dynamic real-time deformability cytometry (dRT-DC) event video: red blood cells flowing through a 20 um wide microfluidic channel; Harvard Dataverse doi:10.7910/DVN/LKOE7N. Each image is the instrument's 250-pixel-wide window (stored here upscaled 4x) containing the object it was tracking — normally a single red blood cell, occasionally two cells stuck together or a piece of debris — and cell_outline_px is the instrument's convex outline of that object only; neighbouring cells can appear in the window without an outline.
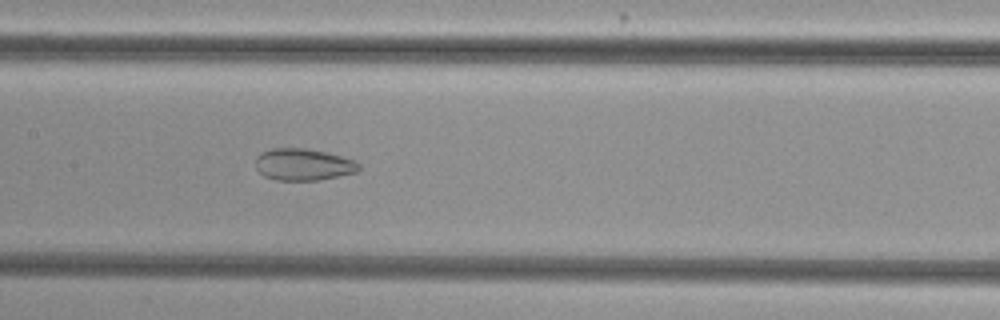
{"species": "common noctule bat (a hibernating species)", "species_latin": "Nyctalus noctula", "temperature_condition": "cold", "stored_images_in_passage": 53, "camera_frame_rate_fps": 3000, "um_per_image_px": 0.085, "animal": {"sex": "female", "body_mass_g": 29.2, "forearm_length_mm": 56.3}, "frame": {"image": 1, "passage_image": 26, "time_ms": 8.333, "image_size_px": [1000, 320], "cell_outline_px": [[360, 168], [356, 172], [320, 180], [276, 180], [264, 176], [256, 168], [256, 156], [260, 152], [272, 148], [304, 148], [324, 152], [356, 160], [360, 164]], "centroid_in_image_um": [25.77, 13.98], "position_along_channel_um": 181.6, "area_um2": 19.19}}
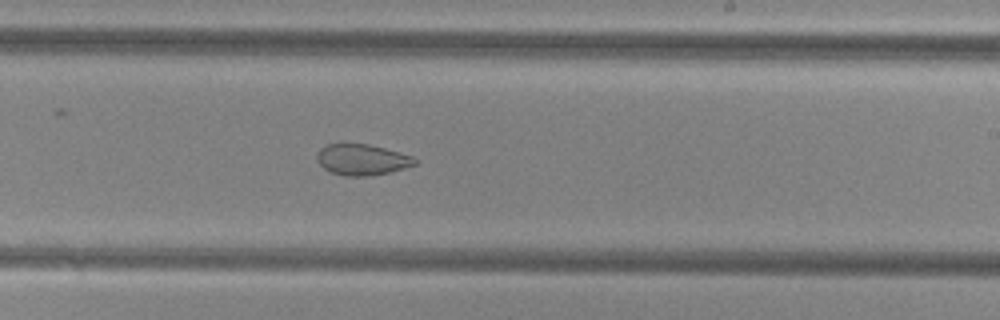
{"frame": {"image": 2, "passage_image": 32, "time_ms": 10.333, "image_size_px": [1000, 320], "cell_outline_px": [[420, 160], [416, 164], [404, 168], [388, 172], [364, 176], [344, 176], [332, 172], [324, 168], [320, 164], [316, 156], [320, 148], [324, 144], [368, 144], [384, 148], [412, 156]], "centroid_in_image_um": [30.77, 13.56], "position_along_channel_um": 258.2, "area_um2": 17.51}}
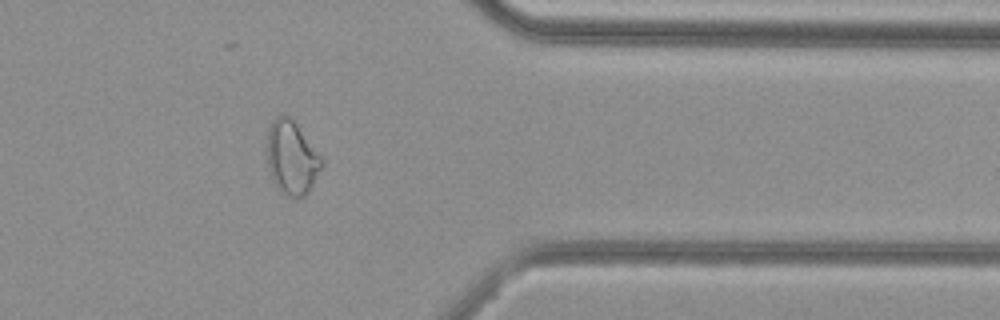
{"frame": {"image": 3, "passage_image": 43, "time_ms": 14.0, "image_size_px": [1000, 320], "cell_outline_px": [[324, 164], [308, 192], [304, 196], [288, 196], [280, 192], [276, 188], [272, 180], [268, 168], [268, 128], [272, 120], [276, 116], [288, 116], [296, 124], [324, 160]], "centroid_in_image_um": [24.79, 13.43], "position_along_channel_um": 386.6, "area_um2": 23.18}, "authors_computed_cell_mechanics": {"area_um2": 25.143, "velocity_mm_per_s": 3.8399, "shape_relaxation_time_tau1_ms": null, "shape_relaxation_time_tau2_ms": 2.3794, "deformation_change_tau1": null, "deformation_change_tau2": 0.0809}}